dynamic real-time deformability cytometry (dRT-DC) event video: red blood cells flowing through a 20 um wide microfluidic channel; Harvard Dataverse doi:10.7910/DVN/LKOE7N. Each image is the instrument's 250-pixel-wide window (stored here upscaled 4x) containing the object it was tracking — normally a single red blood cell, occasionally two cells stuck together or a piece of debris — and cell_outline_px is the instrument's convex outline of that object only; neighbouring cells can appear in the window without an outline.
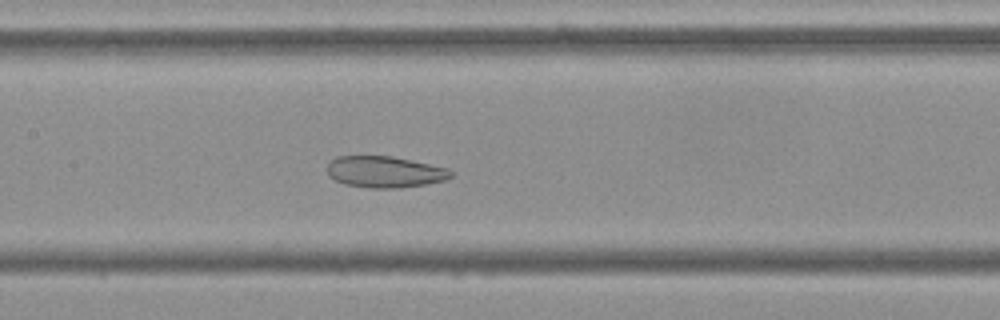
{"species": "Egyptian fruit bat (a non-hibernating species)", "species_latin": "Rousettus aegyptiacus", "temperature_condition": "cold", "stored_images_in_passage": 55, "camera_frame_rate_fps": 3000, "um_per_image_px": 0.085, "frame": {"image": 1, "passage_image": 26, "time_ms": 8.333, "image_size_px": [1000, 320], "cell_outline_px": [[452, 176], [448, 180], [424, 184], [396, 188], [368, 188], [344, 184], [328, 176], [328, 164], [336, 156], [392, 156], [448, 168], [452, 172]], "centroid_in_image_um": [32.7, 14.61], "position_along_channel_um": 174.7, "area_um2": 22.6}}
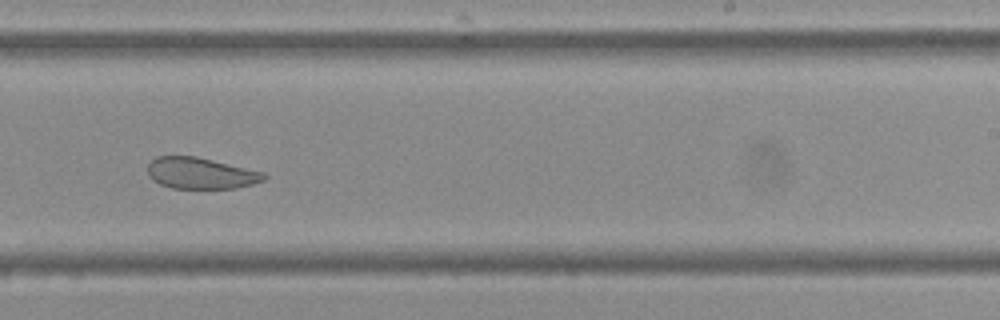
{"frame": {"image": 2, "passage_image": 34, "time_ms": 11.0, "image_size_px": [1000, 320], "cell_outline_px": [[268, 176], [264, 180], [252, 184], [236, 188], [172, 188], [160, 184], [152, 180], [148, 176], [148, 164], [156, 156], [196, 156], [264, 172]], "centroid_in_image_um": [17.05, 14.72], "position_along_channel_um": 272.0, "area_um2": 21.21}}
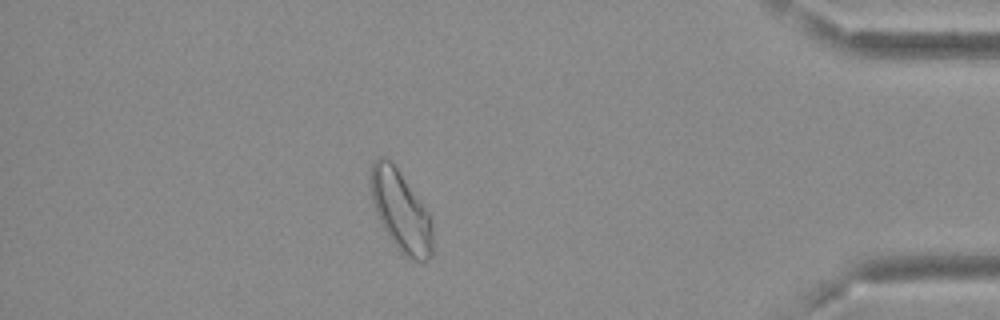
{"frame": {"image": 3, "passage_image": 48, "time_ms": 15.667, "image_size_px": [1000, 320], "cell_outline_px": [[432, 256], [428, 260], [412, 260], [404, 256], [396, 248], [384, 228], [372, 204], [372, 164], [380, 156], [384, 156], [396, 168], [428, 212], [432, 220]], "centroid_in_image_um": [34.09, 18.01], "position_along_channel_um": 401.1, "area_um2": 28.38}, "authors_computed_cell_mechanics": {"area_um2": 28.3798, "velocity_mm_per_s": 3.6542, "shape_relaxation_time_tau1_ms": null, "shape_relaxation_time_tau2_ms": 2.2865, "deformation_change_tau1": null, "deformation_change_tau2": 0.0826}}